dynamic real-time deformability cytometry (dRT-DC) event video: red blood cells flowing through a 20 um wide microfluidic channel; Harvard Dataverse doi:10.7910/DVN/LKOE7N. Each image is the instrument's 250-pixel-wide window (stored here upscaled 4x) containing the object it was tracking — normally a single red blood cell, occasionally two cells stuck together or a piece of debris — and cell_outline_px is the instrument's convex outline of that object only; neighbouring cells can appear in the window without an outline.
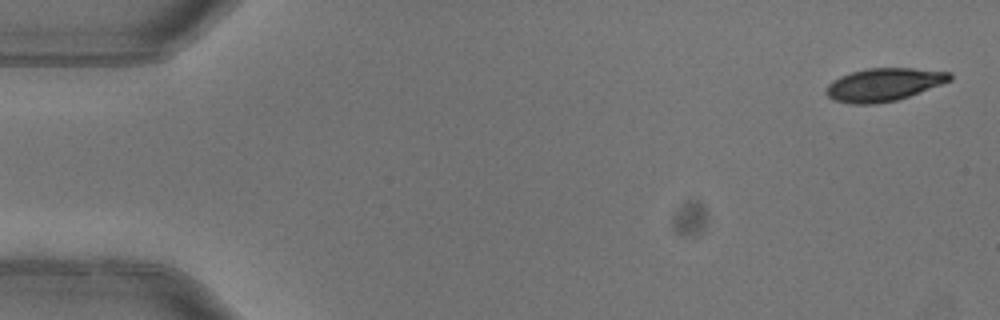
{"species": "common noctule bat (a hibernating species)", "species_latin": "Nyctalus noctula", "temperature_condition": "warm", "stored_images_in_passage": 5, "camera_frame_rate_fps": 3000, "um_per_image_px": 0.085, "animal": {"sex": "female"}, "frame": {"image": 1, "passage_image": 5, "time_ms": 1.333, "image_size_px": [1000, 320], "cell_outline_px": [[952, 80], [908, 96], [896, 100], [876, 104], [852, 104], [832, 100], [824, 92], [828, 84], [832, 80], [840, 76], [852, 72], [868, 68], [912, 68], [952, 72]], "centroid_in_image_um": [75.09, 7.19], "position_along_channel_um": 9.9, "area_um2": 23.76}}